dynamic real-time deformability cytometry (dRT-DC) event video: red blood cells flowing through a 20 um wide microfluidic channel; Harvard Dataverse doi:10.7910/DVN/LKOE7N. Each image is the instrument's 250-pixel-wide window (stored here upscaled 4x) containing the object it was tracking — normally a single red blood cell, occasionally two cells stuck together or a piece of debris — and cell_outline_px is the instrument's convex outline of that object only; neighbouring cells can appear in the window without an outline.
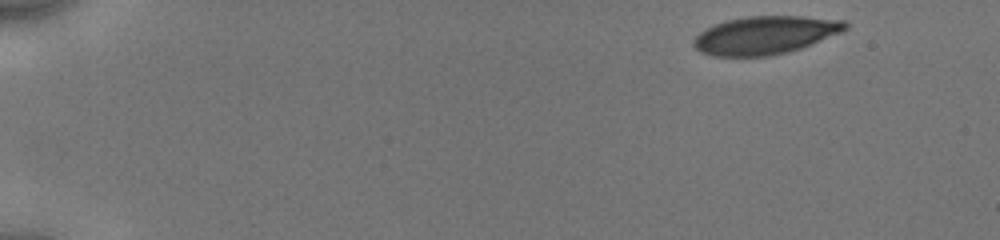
{"species": "human", "species_latin": "Homo sapiens", "temperature_condition": "cold", "stored_images_in_passage": 13, "camera_frame_rate_fps": 3000, "um_per_image_px": 0.085, "donor": {"sex": "male"}, "frame": {"image": 1, "passage_image": 1, "time_ms": 0.0, "image_size_px": [1000, 240], "cell_outline_px": [[848, 28], [844, 32], [812, 44], [788, 52], [768, 56], [712, 56], [700, 52], [692, 44], [692, 40], [704, 28], [728, 20], [748, 16], [800, 16], [844, 20], [848, 24]], "centroid_in_image_um": [65.05, 2.99], "position_along_channel_um": 19.9, "area_um2": 33.81}}
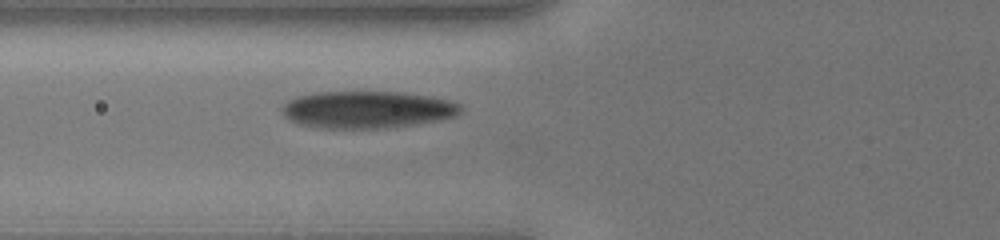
{"frame": {"image": 2, "passage_image": 11, "time_ms": 5.333, "image_size_px": [1000, 240], "cell_outline_px": [[464, 108], [456, 116], [436, 120], [412, 124], [380, 128], [320, 128], [300, 124], [288, 120], [284, 116], [280, 108], [288, 100], [296, 96], [312, 92], [404, 92], [428, 96], [448, 100], [460, 104]], "centroid_in_image_um": [31.16, 9.31], "position_along_channel_um": 94.6, "area_um2": 38.67}}
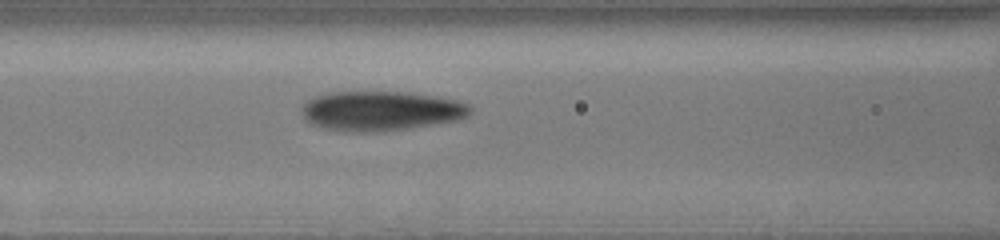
{"frame": {"image": 3, "passage_image": 13, "time_ms": 6.333, "image_size_px": [1000, 240], "cell_outline_px": [[472, 112], [468, 116], [460, 120], [384, 132], [344, 132], [324, 128], [308, 124], [304, 120], [300, 108], [308, 100], [316, 96], [328, 92], [404, 92], [436, 96], [456, 100], [468, 104], [472, 108]], "centroid_in_image_um": [32.35, 9.44], "position_along_channel_um": 134.2, "area_um2": 39.48}}